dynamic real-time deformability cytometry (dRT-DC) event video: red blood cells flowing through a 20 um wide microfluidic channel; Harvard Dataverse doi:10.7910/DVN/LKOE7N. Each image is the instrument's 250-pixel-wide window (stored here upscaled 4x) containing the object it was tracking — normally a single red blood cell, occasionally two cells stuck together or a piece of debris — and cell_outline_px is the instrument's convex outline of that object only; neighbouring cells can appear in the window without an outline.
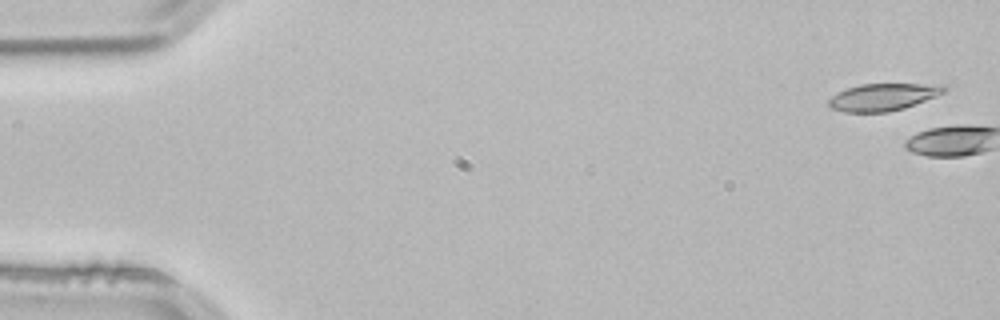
{"species": "common noctule bat (a hibernating species)", "species_latin": "Nyctalus noctula", "temperature_condition": "room temperature", "stored_images_in_passage": 3, "camera_frame_rate_fps": 3000, "um_per_image_px": 0.085, "animal": {"sex": "male", "body_mass_g": 21.5, "forearm_length_mm": 52.0}, "frame": {"image": 1, "passage_image": 1, "time_ms": 0.0, "image_size_px": [1000, 320], "cell_outline_px": [[948, 88], [944, 92], [936, 96], [904, 108], [888, 112], [844, 112], [832, 108], [828, 104], [828, 100], [832, 96], [848, 88], [860, 84], [944, 84]], "centroid_in_image_um": [75.09, 8.24], "position_along_channel_um": 9.9, "area_um2": 18.15}}